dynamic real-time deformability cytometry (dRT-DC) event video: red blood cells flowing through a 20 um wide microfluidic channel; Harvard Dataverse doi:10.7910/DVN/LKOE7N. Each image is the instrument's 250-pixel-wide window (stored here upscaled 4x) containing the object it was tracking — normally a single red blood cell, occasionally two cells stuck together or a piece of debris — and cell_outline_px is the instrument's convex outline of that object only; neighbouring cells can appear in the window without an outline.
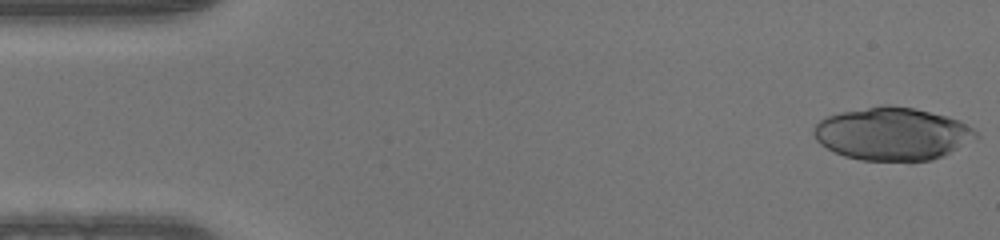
{"species": "human", "species_latin": "Homo sapiens", "temperature_condition": "warm", "stored_images_in_passage": 49, "camera_frame_rate_fps": 3000, "um_per_image_px": 0.085, "donor": {"sex": "male"}, "frame": {"image": 1, "passage_image": 1, "time_ms": 0.0, "image_size_px": [1000, 240], "cell_outline_px": [[980, 136], [976, 140], [944, 156], [932, 160], [912, 164], [860, 160], [844, 156], [820, 144], [816, 140], [812, 132], [816, 124], [824, 116], [840, 112], [880, 104], [888, 104], [916, 108], [948, 116], [960, 120], [972, 128]], "centroid_in_image_um": [75.89, 11.4], "position_along_channel_um": 9.1, "area_um2": 51.5}}